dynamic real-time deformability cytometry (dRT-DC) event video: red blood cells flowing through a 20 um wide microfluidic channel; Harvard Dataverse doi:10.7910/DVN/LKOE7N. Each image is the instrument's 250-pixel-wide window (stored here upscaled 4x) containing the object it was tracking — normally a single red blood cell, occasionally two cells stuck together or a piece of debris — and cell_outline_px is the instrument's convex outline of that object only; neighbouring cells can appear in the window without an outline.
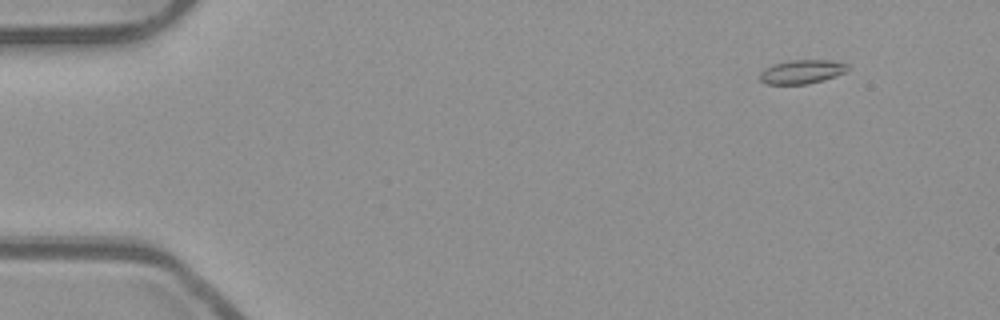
{"species": "common noctule bat (a hibernating species)", "species_latin": "Nyctalus noctula", "temperature_condition": "room temperature", "stored_images_in_passage": 49, "camera_frame_rate_fps": 3000, "um_per_image_px": 0.085, "animal": {"sex": "male", "body_mass_g": 23.1, "forearm_length_mm": 52.7}, "frame": {"image": 1, "passage_image": 1, "time_ms": 0.0, "image_size_px": [1000, 320], "cell_outline_px": [[848, 72], [824, 80], [808, 84], [764, 84], [760, 80], [760, 72], [764, 68], [772, 64], [792, 60], [832, 60], [848, 64]], "centroid_in_image_um": [68.17, 6.1], "position_along_channel_um": 16.8, "area_um2": 12.43}}
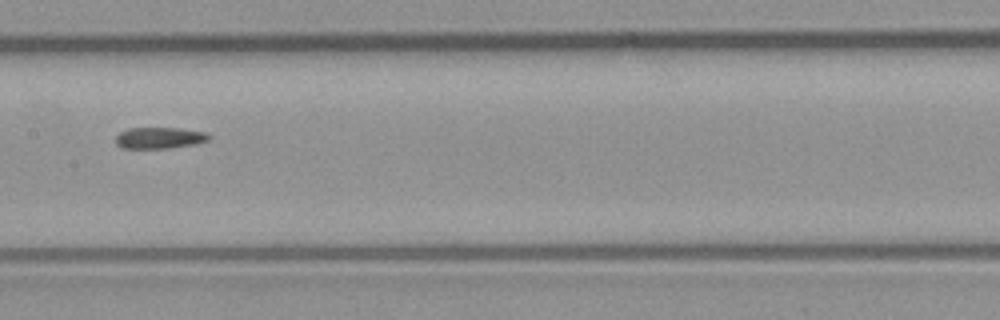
{"frame": {"image": 2, "passage_image": 23, "time_ms": 7.333, "image_size_px": [1000, 320], "cell_outline_px": [[212, 136], [208, 140], [196, 144], [168, 148], [124, 148], [116, 144], [116, 136], [120, 132], [128, 128], [180, 128], [204, 132]], "centroid_in_image_um": [13.56, 11.72], "position_along_channel_um": 193.8, "area_um2": 11.56}}
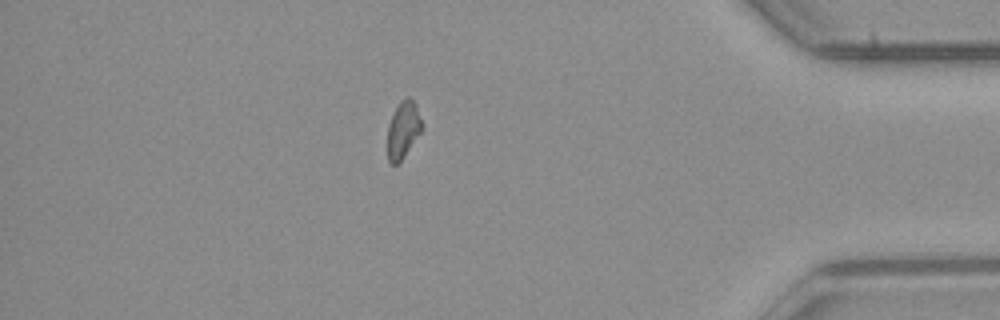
{"frame": {"image": 3, "passage_image": 42, "time_ms": 13.667, "image_size_px": [1000, 320], "cell_outline_px": [[424, 128], [404, 156], [396, 164], [392, 164], [388, 160], [388, 124], [400, 100], [408, 96], [416, 104], [424, 124]], "centroid_in_image_um": [34.3, 10.99], "position_along_channel_um": 400.9, "area_um2": 11.44}}